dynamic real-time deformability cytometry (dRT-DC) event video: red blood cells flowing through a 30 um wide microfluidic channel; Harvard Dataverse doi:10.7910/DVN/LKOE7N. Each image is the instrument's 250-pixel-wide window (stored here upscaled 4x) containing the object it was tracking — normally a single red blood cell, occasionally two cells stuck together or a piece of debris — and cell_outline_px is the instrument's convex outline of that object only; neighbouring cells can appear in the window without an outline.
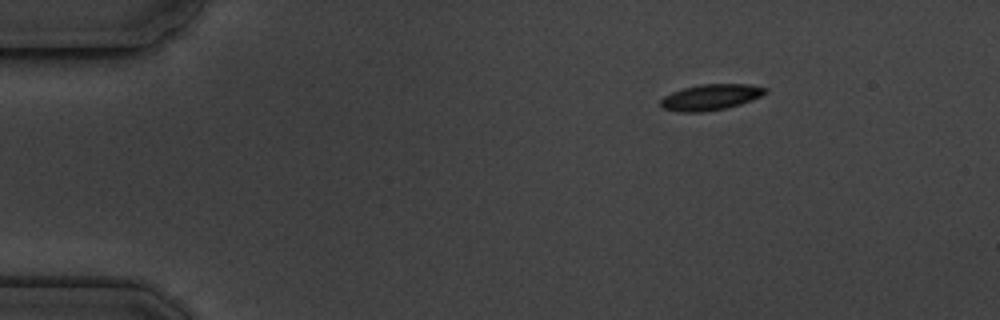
{"species": "common noctule bat (a hibernating species)", "species_latin": "Nyctalus noctula", "temperature_condition": "cold", "stored_images_in_passage": 3, "camera_frame_rate_fps": 3000, "um_per_image_px": 0.085, "animal": {"sex": "male", "body_mass_g": 19.5, "forearm_length_mm": 54.6}, "frame": {"image": 1, "passage_image": 1, "time_ms": 0.0, "image_size_px": [1000, 320], "cell_outline_px": [[768, 92], [752, 100], [740, 104], [724, 108], [704, 112], [680, 112], [664, 108], [660, 104], [660, 100], [664, 96], [672, 92], [684, 88], [704, 84], [748, 84], [768, 88]], "centroid_in_image_um": [60.42, 8.26], "position_along_channel_um": 24.6, "area_um2": 15.66}}